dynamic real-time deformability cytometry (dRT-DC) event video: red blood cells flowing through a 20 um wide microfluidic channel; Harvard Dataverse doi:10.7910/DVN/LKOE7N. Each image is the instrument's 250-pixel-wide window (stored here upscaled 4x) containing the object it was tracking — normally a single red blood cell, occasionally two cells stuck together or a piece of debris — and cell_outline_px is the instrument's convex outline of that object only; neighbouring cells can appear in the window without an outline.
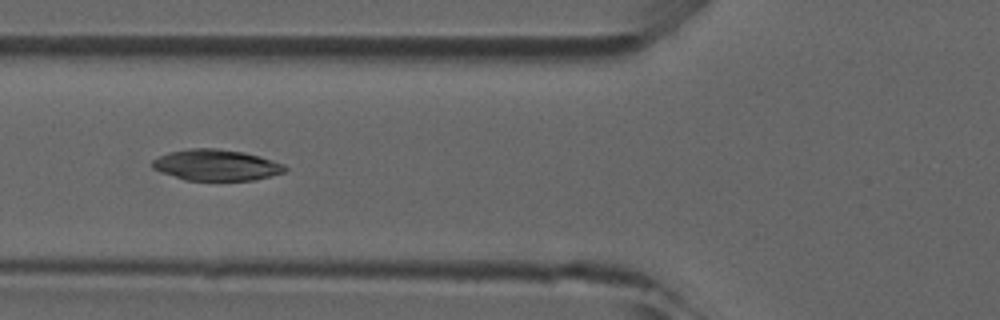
{"species": "common noctule bat (a hibernating species)", "species_latin": "Nyctalus noctula", "temperature_condition": "room temperature", "stored_images_in_passage": 43, "camera_frame_rate_fps": 3000, "um_per_image_px": 0.085, "animal": {"sex": "male", "forearm_length_mm": 52.5}, "frame": {"image": 1, "passage_image": 13, "time_ms": 4.0, "image_size_px": [1000, 320], "cell_outline_px": [[288, 168], [284, 172], [252, 180], [184, 180], [160, 172], [152, 168], [152, 160], [168, 152], [188, 148], [216, 148], [244, 152], [260, 156], [284, 164]], "centroid_in_image_um": [18.35, 14.02], "position_along_channel_um": 107.5, "area_um2": 24.04}}